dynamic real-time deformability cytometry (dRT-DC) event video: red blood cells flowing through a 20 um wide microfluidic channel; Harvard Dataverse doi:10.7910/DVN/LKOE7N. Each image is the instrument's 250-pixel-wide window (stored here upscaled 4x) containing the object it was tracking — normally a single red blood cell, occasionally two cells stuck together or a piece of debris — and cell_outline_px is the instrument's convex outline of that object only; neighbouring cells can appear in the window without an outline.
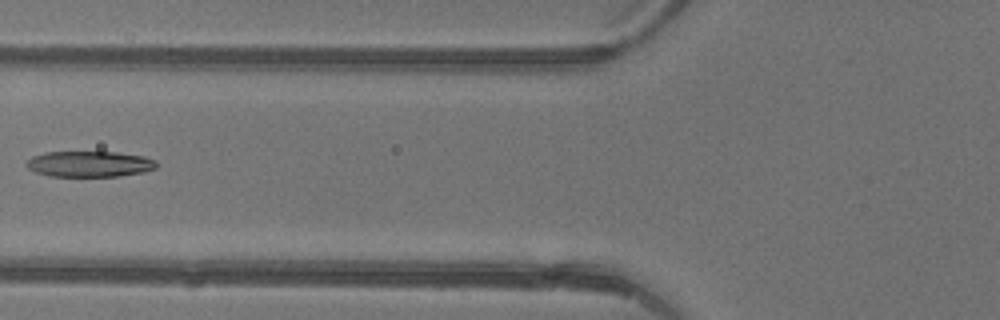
{"species": "common noctule bat (a hibernating species)", "species_latin": "Nyctalus noctula", "temperature_condition": "warm", "stored_images_in_passage": 6, "camera_frame_rate_fps": 3000, "um_per_image_px": 0.085, "animal": {"sex": "female"}, "frame": {"image": 1, "passage_image": 6, "time_ms": 1.667, "image_size_px": [1000, 320], "cell_outline_px": [[156, 168], [144, 172], [120, 176], [48, 176], [36, 172], [28, 168], [24, 164], [32, 156], [44, 152], [116, 152], [144, 156], [156, 160]], "centroid_in_image_um": [7.6, 13.94], "position_along_channel_um": 118.2, "area_um2": 19.65}}